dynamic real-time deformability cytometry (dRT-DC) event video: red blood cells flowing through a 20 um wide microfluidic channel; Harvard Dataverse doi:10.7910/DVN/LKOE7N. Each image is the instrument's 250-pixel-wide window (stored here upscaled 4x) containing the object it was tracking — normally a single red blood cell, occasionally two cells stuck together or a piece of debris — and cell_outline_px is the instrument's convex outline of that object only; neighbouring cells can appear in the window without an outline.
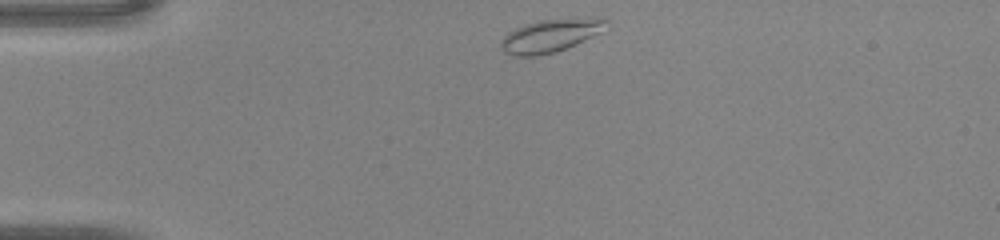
{"species": "common noctule bat (a hibernating species)", "species_latin": "Nyctalus noctula", "temperature_condition": "warm", "stored_images_in_passage": 31, "camera_frame_rate_fps": 3000, "um_per_image_px": 0.085, "animal": {"sex": "male", "body_mass_g": 20.0, "forearm_length_mm": 53.3}, "frame": {"image": 1, "passage_image": 1, "time_ms": 0.0, "image_size_px": [1000, 240], "cell_outline_px": [[608, 20], [604, 32], [556, 52], [536, 56], [512, 56], [504, 52], [500, 48], [500, 40], [508, 32], [524, 24], [536, 20], [572, 16], [604, 16]], "centroid_in_image_um": [46.86, 2.97], "position_along_channel_um": 38.1, "area_um2": 21.27}}
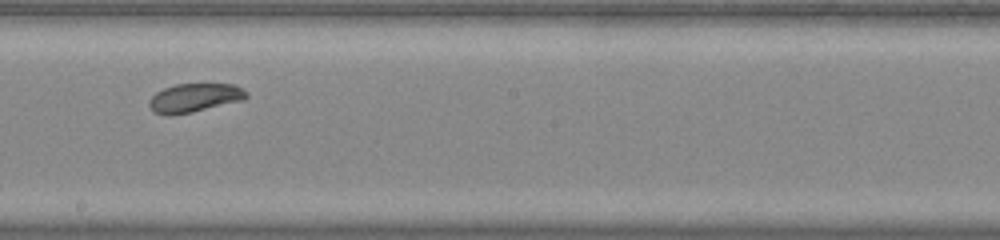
{"frame": {"image": 2, "passage_image": 17, "time_ms": 5.333, "image_size_px": [1000, 240], "cell_outline_px": [[248, 96], [244, 100], [192, 112], [168, 116], [152, 112], [148, 104], [148, 100], [156, 92], [164, 88], [176, 84], [236, 84]], "centroid_in_image_um": [16.48, 8.32], "position_along_channel_um": 231.7, "area_um2": 16.3}}
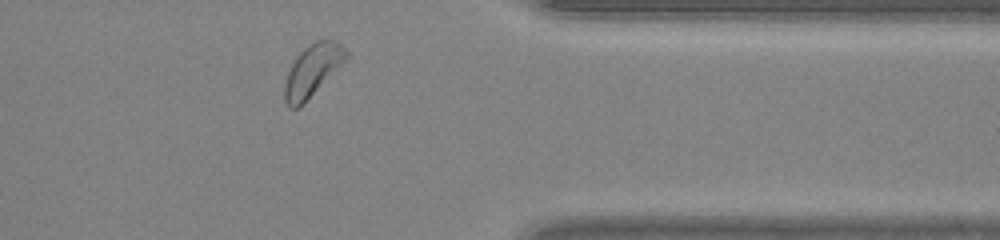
{"frame": {"image": 3, "passage_image": 28, "time_ms": 9.0, "image_size_px": [1000, 240], "cell_outline_px": [[348, 56], [300, 108], [292, 108], [284, 100], [284, 84], [288, 72], [296, 56], [308, 44], [316, 40], [336, 40], [348, 52]], "centroid_in_image_um": [26.53, 5.98], "position_along_channel_um": 384.9, "area_um2": 18.21}}